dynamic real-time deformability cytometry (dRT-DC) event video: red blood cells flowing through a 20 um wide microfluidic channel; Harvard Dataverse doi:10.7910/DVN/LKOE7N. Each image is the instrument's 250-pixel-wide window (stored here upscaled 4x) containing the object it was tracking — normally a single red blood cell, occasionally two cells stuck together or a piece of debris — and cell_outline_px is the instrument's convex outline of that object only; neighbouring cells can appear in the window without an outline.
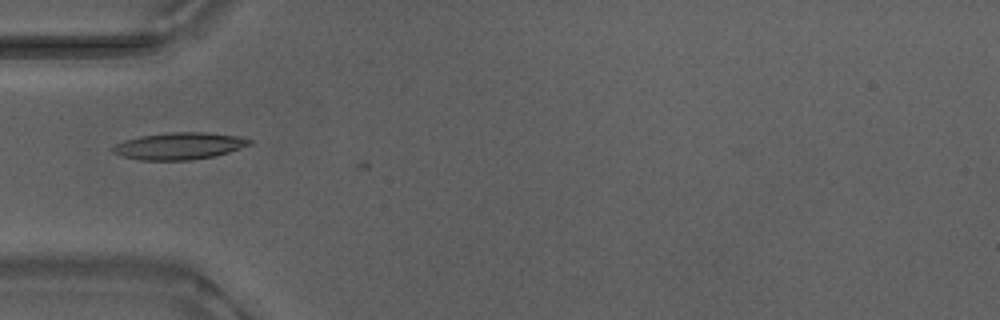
{"species": "Egyptian fruit bat (a non-hibernating species)", "species_latin": "Rousettus aegyptiacus", "temperature_condition": "warm", "stored_images_in_passage": 5, "camera_frame_rate_fps": 3000, "um_per_image_px": 0.085, "animal": {"sex": "male"}, "frame": {"image": 1, "passage_image": 2, "time_ms": 0.333, "image_size_px": [1000, 320], "cell_outline_px": [[252, 144], [228, 152], [212, 156], [188, 160], [140, 160], [120, 156], [112, 152], [108, 148], [124, 140], [140, 136], [172, 132], [204, 132], [236, 136], [252, 140]], "centroid_in_image_um": [15.16, 12.41], "position_along_channel_um": 69.8, "area_um2": 21.39}}